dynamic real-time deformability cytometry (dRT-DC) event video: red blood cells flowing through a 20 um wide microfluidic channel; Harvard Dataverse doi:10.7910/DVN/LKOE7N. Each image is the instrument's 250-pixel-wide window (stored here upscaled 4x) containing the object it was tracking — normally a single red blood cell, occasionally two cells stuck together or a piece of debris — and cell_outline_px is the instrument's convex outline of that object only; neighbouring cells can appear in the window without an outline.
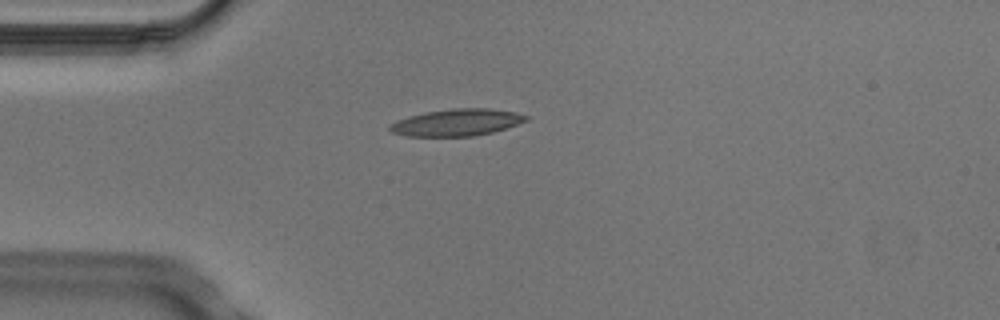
{"species": "Egyptian fruit bat (a non-hibernating species)", "species_latin": "Rousettus aegyptiacus", "temperature_condition": "cold", "stored_images_in_passage": 5, "camera_frame_rate_fps": 3000, "um_per_image_px": 0.085, "animal": {"sex": "male"}, "frame": {"image": 1, "passage_image": 5, "time_ms": 1.333, "image_size_px": [1000, 320], "cell_outline_px": [[528, 120], [508, 128], [492, 132], [472, 136], [408, 136], [392, 132], [388, 128], [388, 124], [396, 120], [408, 116], [424, 112], [452, 108], [488, 108], [516, 112], [528, 116]], "centroid_in_image_um": [38.82, 10.4], "position_along_channel_um": 46.2, "area_um2": 21.5}}